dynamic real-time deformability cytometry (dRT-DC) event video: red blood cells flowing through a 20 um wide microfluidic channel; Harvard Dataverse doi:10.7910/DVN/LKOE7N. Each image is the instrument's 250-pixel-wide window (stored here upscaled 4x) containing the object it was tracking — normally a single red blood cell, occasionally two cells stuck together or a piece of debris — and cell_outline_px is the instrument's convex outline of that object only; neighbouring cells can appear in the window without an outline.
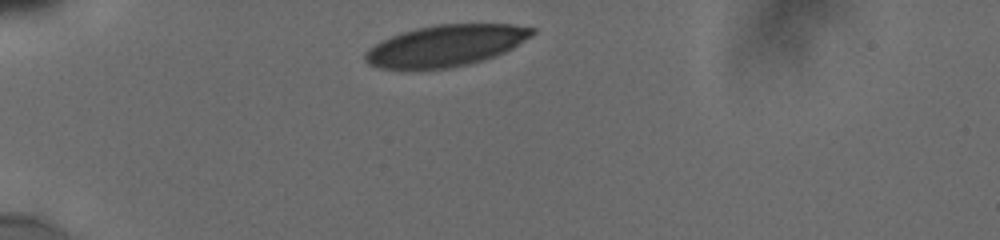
{"species": "human", "species_latin": "Homo sapiens", "temperature_condition": "cold", "stored_images_in_passage": 6, "camera_frame_rate_fps": 3000, "um_per_image_px": 0.085, "donor": {"sex": "male"}, "frame": {"image": 1, "passage_image": 1, "time_ms": 0.0, "image_size_px": [1000, 240], "cell_outline_px": [[536, 32], [532, 36], [512, 48], [504, 52], [484, 60], [468, 64], [448, 68], [380, 68], [368, 64], [364, 60], [364, 52], [380, 40], [400, 32], [416, 28], [436, 24], [512, 24], [536, 28]], "centroid_in_image_um": [37.89, 3.86], "position_along_channel_um": 47.1, "area_um2": 40.23}}
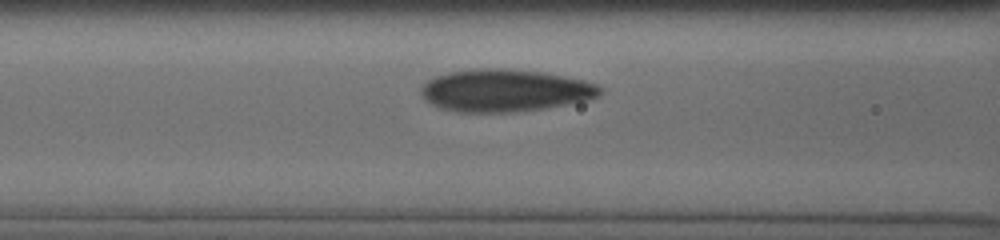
{"frame": {"image": 2, "passage_image": 5, "time_ms": 3.0, "image_size_px": [1000, 240], "cell_outline_px": [[600, 92], [596, 96], [588, 100], [540, 108], [512, 112], [460, 112], [440, 108], [432, 104], [420, 92], [420, 88], [428, 80], [436, 76], [448, 72], [480, 68], [500, 68], [540, 72], [564, 76], [584, 80], [596, 84], [600, 88]], "centroid_in_image_um": [42.88, 7.68], "position_along_channel_um": 123.7, "area_um2": 43.58}}